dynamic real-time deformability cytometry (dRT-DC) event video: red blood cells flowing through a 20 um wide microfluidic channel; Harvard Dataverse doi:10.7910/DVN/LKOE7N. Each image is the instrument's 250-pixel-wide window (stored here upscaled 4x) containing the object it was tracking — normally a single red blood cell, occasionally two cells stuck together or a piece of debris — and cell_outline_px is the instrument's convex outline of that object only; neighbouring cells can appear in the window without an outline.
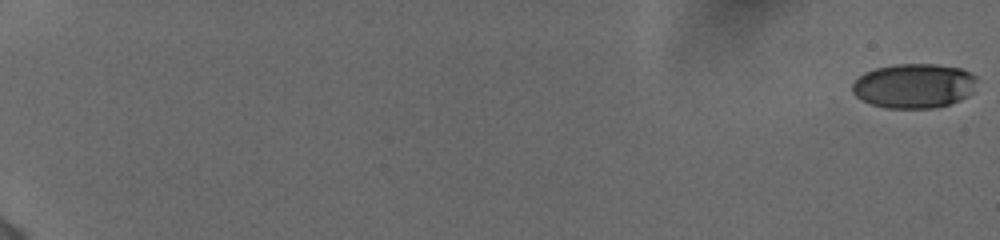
{"species": "human", "species_latin": "Homo sapiens", "temperature_condition": "cold", "stored_images_in_passage": 52, "camera_frame_rate_fps": 3000, "um_per_image_px": 0.085, "donor": {"sex": "female"}, "frame": {"image": 1, "passage_image": 1, "time_ms": 0.0, "image_size_px": [1000, 240], "cell_outline_px": [[976, 80], [972, 92], [968, 96], [960, 100], [936, 108], [888, 108], [872, 104], [856, 96], [852, 92], [852, 84], [864, 72], [876, 68], [896, 64], [936, 64], [960, 68], [976, 76]], "centroid_in_image_um": [77.69, 7.29], "position_along_channel_um": 7.3, "area_um2": 32.25}}
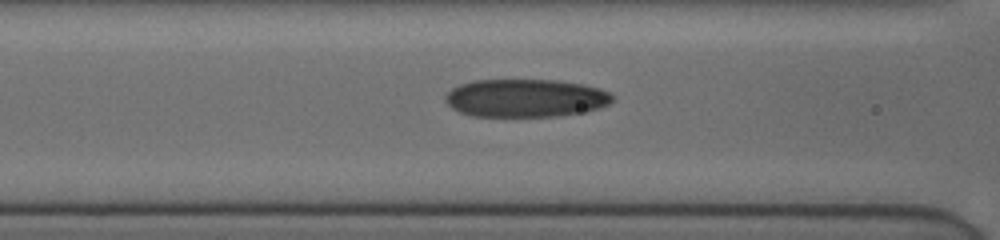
{"frame": {"image": 2, "passage_image": 29, "time_ms": 9.0, "image_size_px": [1000, 240], "cell_outline_px": [[612, 100], [608, 104], [584, 112], [556, 116], [472, 116], [460, 112], [452, 108], [444, 100], [444, 96], [452, 88], [460, 84], [472, 80], [560, 80], [584, 84], [600, 88], [608, 92], [612, 96]], "centroid_in_image_um": [44.64, 8.33], "position_along_channel_um": 122.0, "area_um2": 37.05}}
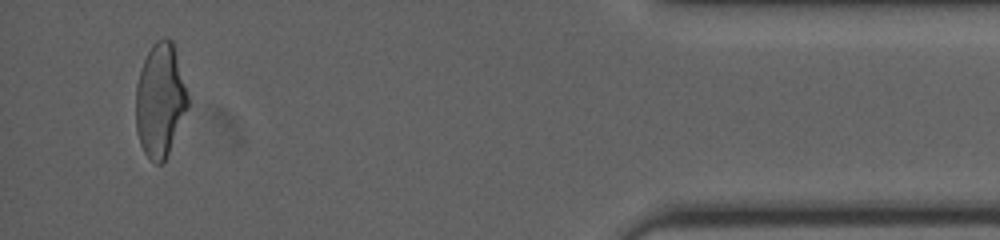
{"frame": {"image": 3, "passage_image": 52, "time_ms": 18.0, "image_size_px": [1000, 240], "cell_outline_px": [[188, 108], [168, 152], [164, 160], [160, 164], [156, 164], [144, 152], [140, 144], [136, 128], [136, 84], [144, 60], [152, 44], [156, 40], [164, 36], [172, 40], [188, 96]], "centroid_in_image_um": [13.6, 8.5], "position_along_channel_um": 421.6, "area_um2": 33.99}, "authors_computed_cell_mechanics": {"area_um2": 35.7782, "velocity_mm_per_s": 3.8884, "shape_relaxation_time_tau1_ms": 5.4974, "shape_relaxation_time_tau2_ms": 1.7942, "deformation_change_tau1": 0.1782, "deformation_change_tau2": 0.087}}